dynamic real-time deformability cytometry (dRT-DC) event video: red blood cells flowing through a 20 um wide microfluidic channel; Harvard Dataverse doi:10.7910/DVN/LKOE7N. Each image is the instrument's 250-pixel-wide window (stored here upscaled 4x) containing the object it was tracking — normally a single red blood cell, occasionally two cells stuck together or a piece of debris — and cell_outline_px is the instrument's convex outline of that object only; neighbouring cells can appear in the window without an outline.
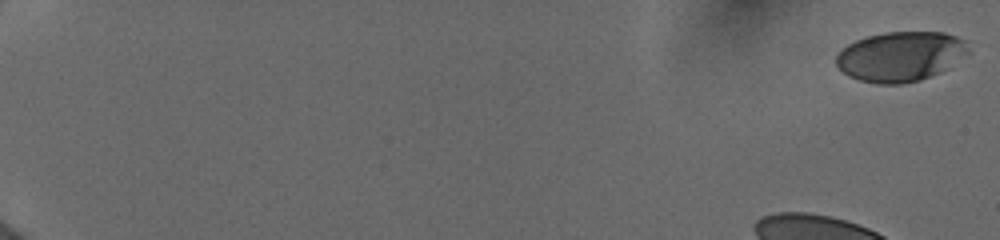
{"species": "human", "species_latin": "Homo sapiens", "temperature_condition": "cold", "stored_images_in_passage": 26, "camera_frame_rate_fps": 3000, "um_per_image_px": 0.085, "donor": {"sex": "female"}, "frame": {"image": 1, "passage_image": 1, "time_ms": 0.0, "image_size_px": [1000, 240], "cell_outline_px": [[968, 52], [940, 72], [920, 80], [900, 84], [880, 84], [860, 80], [848, 76], [836, 64], [836, 56], [848, 44], [864, 36], [884, 32], [944, 32], [968, 40]], "centroid_in_image_um": [76.53, 4.78], "position_along_channel_um": 8.5, "area_um2": 38.21}}
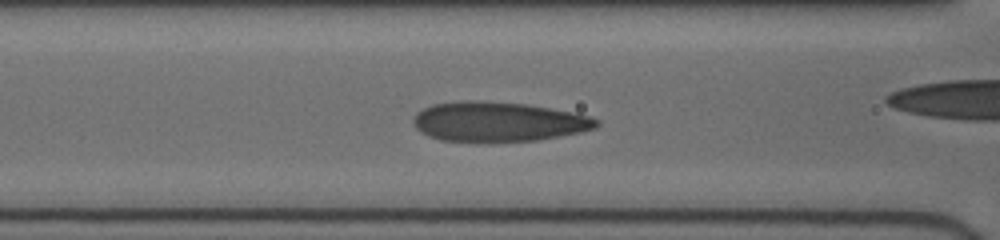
{"frame": {"image": 2, "passage_image": 21, "time_ms": 7.667, "image_size_px": [1000, 240], "cell_outline_px": [[600, 124], [596, 128], [580, 132], [560, 136], [536, 140], [476, 144], [440, 140], [428, 136], [420, 132], [412, 124], [412, 120], [416, 112], [432, 104], [460, 100], [476, 100], [524, 104], [548, 108], [588, 116], [600, 120]], "centroid_in_image_um": [42.26, 10.38], "position_along_channel_um": 124.3, "area_um2": 43.18}}
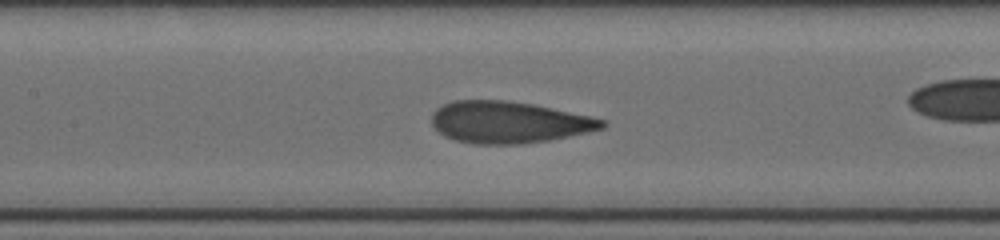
{"frame": {"image": 3, "passage_image": 24, "time_ms": 8.667, "image_size_px": [1000, 240], "cell_outline_px": [[608, 124], [604, 128], [588, 132], [552, 140], [520, 144], [476, 144], [456, 140], [444, 136], [432, 124], [432, 112], [436, 108], [452, 100], [504, 100], [532, 104], [588, 116], [604, 120]], "centroid_in_image_um": [43.23, 10.39], "position_along_channel_um": 164.2, "area_um2": 41.33}}